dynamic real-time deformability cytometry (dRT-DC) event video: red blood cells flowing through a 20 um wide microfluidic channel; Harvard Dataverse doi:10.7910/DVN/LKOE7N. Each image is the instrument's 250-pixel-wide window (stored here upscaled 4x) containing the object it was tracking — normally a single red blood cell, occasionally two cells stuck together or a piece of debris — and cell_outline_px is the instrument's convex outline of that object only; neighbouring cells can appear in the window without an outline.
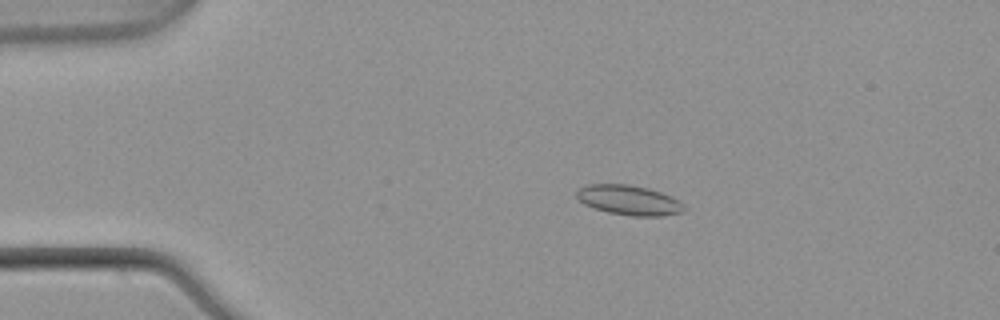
{"species": "common noctule bat (a hibernating species)", "species_latin": "Nyctalus noctula", "temperature_condition": "warm", "stored_images_in_passage": 20, "camera_frame_rate_fps": 3000, "um_per_image_px": 0.085, "animal": {"sex": "male", "body_mass_g": 21.5, "forearm_length_mm": 52.0}, "frame": {"image": 1, "passage_image": 10, "time_ms": 3.0, "image_size_px": [1000, 320], "cell_outline_px": [[688, 208], [684, 212], [664, 216], [632, 216], [608, 212], [584, 204], [576, 196], [576, 192], [580, 188], [588, 184], [628, 184], [648, 188], [660, 192], [680, 200]], "centroid_in_image_um": [53.52, 17.02], "position_along_channel_um": 31.5, "area_um2": 18.79}}
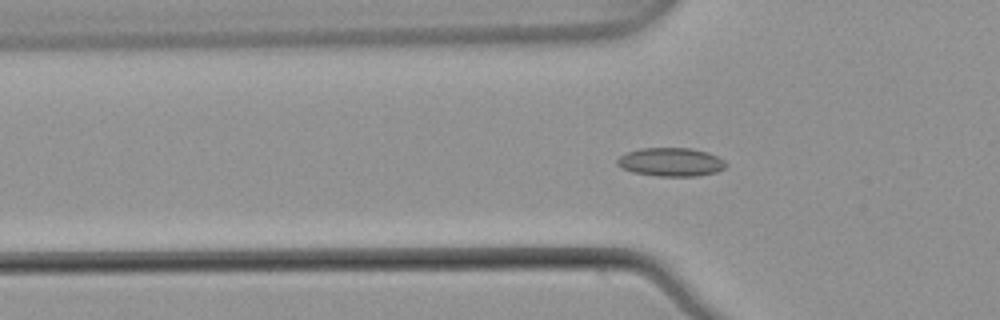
{"frame": {"image": 2, "passage_image": 17, "time_ms": 5.333, "image_size_px": [1000, 320], "cell_outline_px": [[728, 164], [724, 168], [716, 172], [696, 176], [656, 176], [632, 172], [620, 168], [616, 164], [616, 160], [620, 156], [628, 152], [640, 148], [692, 148], [708, 152], [724, 160]], "centroid_in_image_um": [57.01, 13.77], "position_along_channel_um": 68.8, "area_um2": 18.21}}